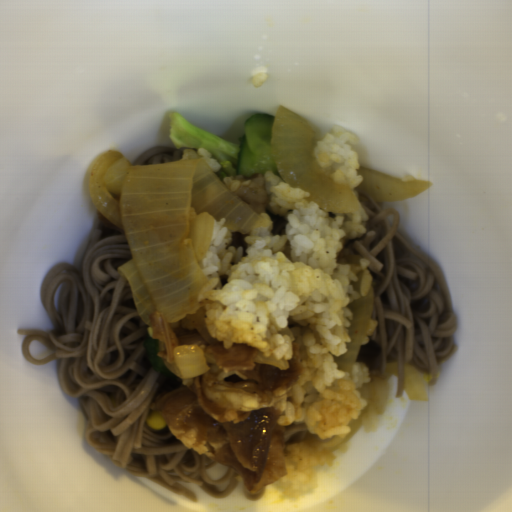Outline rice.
I'll list each match as a JSON object with an SVG mask.
<instances>
[{"label": "rice", "mask_w": 512, "mask_h": 512, "mask_svg": "<svg viewBox=\"0 0 512 512\" xmlns=\"http://www.w3.org/2000/svg\"><path fill=\"white\" fill-rule=\"evenodd\" d=\"M226 187L232 191L233 193L239 189L240 186H247L249 185L250 183V180L249 181H239V180H236L235 179V176L233 175H230L226 178H223V181H222Z\"/></svg>", "instance_id": "obj_6"}, {"label": "rice", "mask_w": 512, "mask_h": 512, "mask_svg": "<svg viewBox=\"0 0 512 512\" xmlns=\"http://www.w3.org/2000/svg\"><path fill=\"white\" fill-rule=\"evenodd\" d=\"M183 159H202L212 172L219 171L222 167L217 159H214L211 152L199 147L198 151L186 148L183 151Z\"/></svg>", "instance_id": "obj_3"}, {"label": "rice", "mask_w": 512, "mask_h": 512, "mask_svg": "<svg viewBox=\"0 0 512 512\" xmlns=\"http://www.w3.org/2000/svg\"><path fill=\"white\" fill-rule=\"evenodd\" d=\"M359 140L334 125L318 140L313 157L333 166V179L346 183L359 211L326 212L307 191L291 188L273 171L264 173L268 205L285 216V234H271L268 213L262 227L240 230L248 246L230 245L232 231L225 218L215 220L207 253L199 265L207 277L199 291L205 327L222 347L247 344L276 359H292L296 343L300 360L298 379L280 392L282 426L305 423L320 439L345 438L349 423L362 415L368 403L357 389L370 383L369 368L354 362L351 374L338 370L334 356L347 352L354 314L347 307L372 289L371 261L338 262L345 243L363 236L369 216L359 200L363 181L357 174Z\"/></svg>", "instance_id": "obj_1"}, {"label": "rice", "mask_w": 512, "mask_h": 512, "mask_svg": "<svg viewBox=\"0 0 512 512\" xmlns=\"http://www.w3.org/2000/svg\"><path fill=\"white\" fill-rule=\"evenodd\" d=\"M267 71L268 67L265 66H260L252 70L250 76L252 83L255 87H261L263 84L267 82Z\"/></svg>", "instance_id": "obj_4"}, {"label": "rice", "mask_w": 512, "mask_h": 512, "mask_svg": "<svg viewBox=\"0 0 512 512\" xmlns=\"http://www.w3.org/2000/svg\"><path fill=\"white\" fill-rule=\"evenodd\" d=\"M377 325H378V322L377 320L375 319H369V322H368V327H367V332H366V336L362 342V346L363 345H366L369 341V336L371 335H374L375 331H376V328H377Z\"/></svg>", "instance_id": "obj_7"}, {"label": "rice", "mask_w": 512, "mask_h": 512, "mask_svg": "<svg viewBox=\"0 0 512 512\" xmlns=\"http://www.w3.org/2000/svg\"><path fill=\"white\" fill-rule=\"evenodd\" d=\"M334 458V452L323 446L312 447L303 441L288 445L285 452V474L276 482L292 498L315 493L317 485L313 470L333 466Z\"/></svg>", "instance_id": "obj_2"}, {"label": "rice", "mask_w": 512, "mask_h": 512, "mask_svg": "<svg viewBox=\"0 0 512 512\" xmlns=\"http://www.w3.org/2000/svg\"><path fill=\"white\" fill-rule=\"evenodd\" d=\"M379 415L367 416L357 429H363L365 432H372L378 429Z\"/></svg>", "instance_id": "obj_5"}]
</instances>
